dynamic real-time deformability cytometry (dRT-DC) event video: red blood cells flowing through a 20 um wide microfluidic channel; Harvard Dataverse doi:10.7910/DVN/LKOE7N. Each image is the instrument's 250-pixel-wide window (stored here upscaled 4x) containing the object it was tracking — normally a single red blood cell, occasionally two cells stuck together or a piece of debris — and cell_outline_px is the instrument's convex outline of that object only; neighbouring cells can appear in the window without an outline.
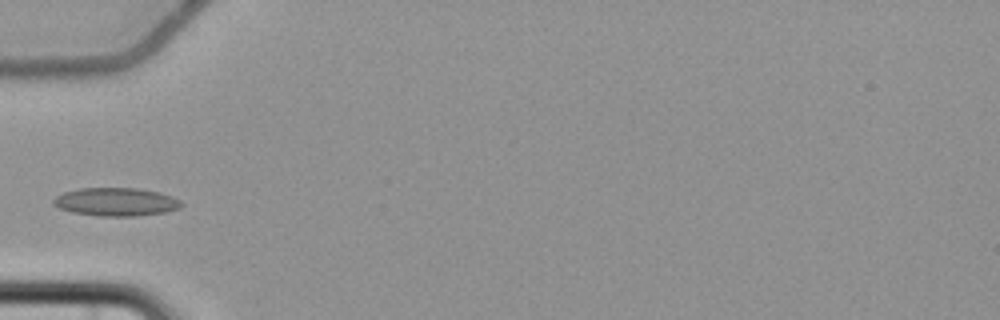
{"species": "common noctule bat (a hibernating species)", "species_latin": "Nyctalus noctula", "temperature_condition": "cold", "stored_images_in_passage": 4, "camera_frame_rate_fps": 3000, "um_per_image_px": 0.085, "animal": {"sex": "female", "body_mass_g": 22.7, "forearm_length_mm": 54.2}, "frame": {"image": 1, "passage_image": 4, "time_ms": 3.667, "image_size_px": [1000, 320], "cell_outline_px": [[184, 204], [180, 208], [164, 212], [136, 216], [100, 216], [72, 212], [60, 208], [52, 204], [52, 200], [56, 196], [64, 192], [80, 188], [136, 188], [160, 192], [172, 196], [180, 200]], "centroid_in_image_um": [9.87, 17.15], "position_along_channel_um": 75.1, "area_um2": 21.1}}